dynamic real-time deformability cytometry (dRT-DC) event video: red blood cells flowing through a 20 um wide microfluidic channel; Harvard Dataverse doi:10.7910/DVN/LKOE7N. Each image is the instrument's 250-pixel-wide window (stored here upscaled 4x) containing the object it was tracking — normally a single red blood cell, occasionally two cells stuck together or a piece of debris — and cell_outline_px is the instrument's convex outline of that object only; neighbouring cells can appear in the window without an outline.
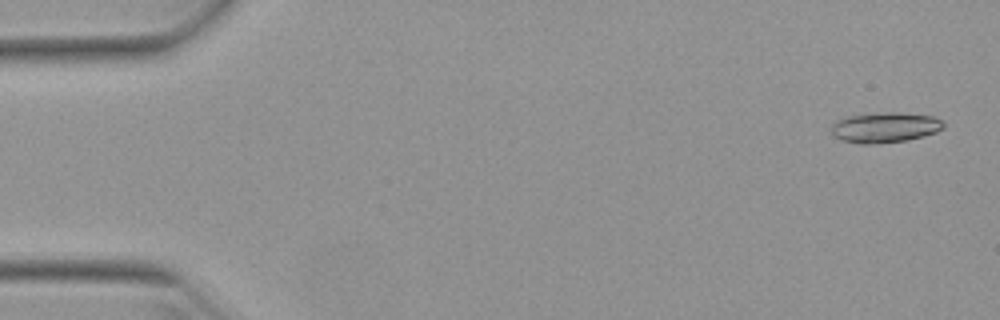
{"species": "Egyptian fruit bat (a non-hibernating species)", "species_latin": "Rousettus aegyptiacus", "temperature_condition": "warm", "stored_images_in_passage": 9, "camera_frame_rate_fps": 3000, "um_per_image_px": 0.085, "animal": {"sex": "female"}, "frame": {"image": 1, "passage_image": 2, "time_ms": 0.333, "image_size_px": [1000, 320], "cell_outline_px": [[944, 128], [936, 132], [924, 136], [908, 140], [868, 144], [860, 144], [840, 140], [832, 136], [832, 124], [836, 120], [848, 116], [876, 112], [896, 112], [932, 116], [940, 120], [944, 124]], "centroid_in_image_um": [75.18, 10.83], "position_along_channel_um": 9.8, "area_um2": 19.94}}